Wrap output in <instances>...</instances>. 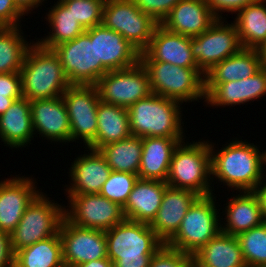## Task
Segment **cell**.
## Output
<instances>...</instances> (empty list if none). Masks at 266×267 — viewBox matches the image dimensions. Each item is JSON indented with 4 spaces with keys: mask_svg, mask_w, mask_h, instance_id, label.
<instances>
[{
    "mask_svg": "<svg viewBox=\"0 0 266 267\" xmlns=\"http://www.w3.org/2000/svg\"><path fill=\"white\" fill-rule=\"evenodd\" d=\"M211 153V175L233 190L254 191L263 180L266 151L261 152L253 143L231 141L217 152L209 143ZM264 165V166H263ZM226 183V184H225ZM240 189V190H239Z\"/></svg>",
    "mask_w": 266,
    "mask_h": 267,
    "instance_id": "obj_1",
    "label": "cell"
},
{
    "mask_svg": "<svg viewBox=\"0 0 266 267\" xmlns=\"http://www.w3.org/2000/svg\"><path fill=\"white\" fill-rule=\"evenodd\" d=\"M107 255L113 267H149L164 245L148 223L125 219L105 232Z\"/></svg>",
    "mask_w": 266,
    "mask_h": 267,
    "instance_id": "obj_2",
    "label": "cell"
},
{
    "mask_svg": "<svg viewBox=\"0 0 266 267\" xmlns=\"http://www.w3.org/2000/svg\"><path fill=\"white\" fill-rule=\"evenodd\" d=\"M20 75L22 95L29 101L61 97L71 85L58 56L37 42L28 49Z\"/></svg>",
    "mask_w": 266,
    "mask_h": 267,
    "instance_id": "obj_3",
    "label": "cell"
},
{
    "mask_svg": "<svg viewBox=\"0 0 266 267\" xmlns=\"http://www.w3.org/2000/svg\"><path fill=\"white\" fill-rule=\"evenodd\" d=\"M182 103L151 93L127 110L131 135L145 137L183 138Z\"/></svg>",
    "mask_w": 266,
    "mask_h": 267,
    "instance_id": "obj_4",
    "label": "cell"
},
{
    "mask_svg": "<svg viewBox=\"0 0 266 267\" xmlns=\"http://www.w3.org/2000/svg\"><path fill=\"white\" fill-rule=\"evenodd\" d=\"M211 153L207 141L180 142L174 149L166 183L169 187L195 192L199 196L213 194L210 186Z\"/></svg>",
    "mask_w": 266,
    "mask_h": 267,
    "instance_id": "obj_5",
    "label": "cell"
},
{
    "mask_svg": "<svg viewBox=\"0 0 266 267\" xmlns=\"http://www.w3.org/2000/svg\"><path fill=\"white\" fill-rule=\"evenodd\" d=\"M140 62L147 70L153 94L180 103L206 99L205 74L199 68H184L160 61Z\"/></svg>",
    "mask_w": 266,
    "mask_h": 267,
    "instance_id": "obj_6",
    "label": "cell"
},
{
    "mask_svg": "<svg viewBox=\"0 0 266 267\" xmlns=\"http://www.w3.org/2000/svg\"><path fill=\"white\" fill-rule=\"evenodd\" d=\"M214 199L213 194L199 196L189 207L177 232L165 244L192 256L215 237L221 231V220Z\"/></svg>",
    "mask_w": 266,
    "mask_h": 267,
    "instance_id": "obj_7",
    "label": "cell"
},
{
    "mask_svg": "<svg viewBox=\"0 0 266 267\" xmlns=\"http://www.w3.org/2000/svg\"><path fill=\"white\" fill-rule=\"evenodd\" d=\"M52 201L41 192L25 209L18 225L10 234L14 253L59 232L65 207Z\"/></svg>",
    "mask_w": 266,
    "mask_h": 267,
    "instance_id": "obj_8",
    "label": "cell"
},
{
    "mask_svg": "<svg viewBox=\"0 0 266 267\" xmlns=\"http://www.w3.org/2000/svg\"><path fill=\"white\" fill-rule=\"evenodd\" d=\"M102 25L121 34L140 52L149 45L159 25L150 15L142 12L134 0H106Z\"/></svg>",
    "mask_w": 266,
    "mask_h": 267,
    "instance_id": "obj_9",
    "label": "cell"
},
{
    "mask_svg": "<svg viewBox=\"0 0 266 267\" xmlns=\"http://www.w3.org/2000/svg\"><path fill=\"white\" fill-rule=\"evenodd\" d=\"M96 87L101 102L126 109L152 93L149 75L141 62L127 69L108 71Z\"/></svg>",
    "mask_w": 266,
    "mask_h": 267,
    "instance_id": "obj_10",
    "label": "cell"
},
{
    "mask_svg": "<svg viewBox=\"0 0 266 267\" xmlns=\"http://www.w3.org/2000/svg\"><path fill=\"white\" fill-rule=\"evenodd\" d=\"M64 217L78 227L108 231L125 220L123 207L100 194H66Z\"/></svg>",
    "mask_w": 266,
    "mask_h": 267,
    "instance_id": "obj_11",
    "label": "cell"
},
{
    "mask_svg": "<svg viewBox=\"0 0 266 267\" xmlns=\"http://www.w3.org/2000/svg\"><path fill=\"white\" fill-rule=\"evenodd\" d=\"M52 50L71 85H96L95 26Z\"/></svg>",
    "mask_w": 266,
    "mask_h": 267,
    "instance_id": "obj_12",
    "label": "cell"
},
{
    "mask_svg": "<svg viewBox=\"0 0 266 267\" xmlns=\"http://www.w3.org/2000/svg\"><path fill=\"white\" fill-rule=\"evenodd\" d=\"M62 99L69 116L71 142L81 138L87 147L96 138L98 130L100 97L96 85H70Z\"/></svg>",
    "mask_w": 266,
    "mask_h": 267,
    "instance_id": "obj_13",
    "label": "cell"
},
{
    "mask_svg": "<svg viewBox=\"0 0 266 267\" xmlns=\"http://www.w3.org/2000/svg\"><path fill=\"white\" fill-rule=\"evenodd\" d=\"M242 49L236 27L217 19L202 34L191 38V51L197 67L205 74L214 65Z\"/></svg>",
    "mask_w": 266,
    "mask_h": 267,
    "instance_id": "obj_14",
    "label": "cell"
},
{
    "mask_svg": "<svg viewBox=\"0 0 266 267\" xmlns=\"http://www.w3.org/2000/svg\"><path fill=\"white\" fill-rule=\"evenodd\" d=\"M59 236L65 267H74L92 260L108 258L105 232L83 228L63 218Z\"/></svg>",
    "mask_w": 266,
    "mask_h": 267,
    "instance_id": "obj_15",
    "label": "cell"
},
{
    "mask_svg": "<svg viewBox=\"0 0 266 267\" xmlns=\"http://www.w3.org/2000/svg\"><path fill=\"white\" fill-rule=\"evenodd\" d=\"M96 84L108 71L133 67L140 62L141 52L121 34L95 26Z\"/></svg>",
    "mask_w": 266,
    "mask_h": 267,
    "instance_id": "obj_16",
    "label": "cell"
},
{
    "mask_svg": "<svg viewBox=\"0 0 266 267\" xmlns=\"http://www.w3.org/2000/svg\"><path fill=\"white\" fill-rule=\"evenodd\" d=\"M33 178L13 177L0 181V230L11 234L25 209L41 193Z\"/></svg>",
    "mask_w": 266,
    "mask_h": 267,
    "instance_id": "obj_17",
    "label": "cell"
},
{
    "mask_svg": "<svg viewBox=\"0 0 266 267\" xmlns=\"http://www.w3.org/2000/svg\"><path fill=\"white\" fill-rule=\"evenodd\" d=\"M140 61L167 62L184 68H198L191 51V37L172 33L160 24L155 28Z\"/></svg>",
    "mask_w": 266,
    "mask_h": 267,
    "instance_id": "obj_18",
    "label": "cell"
},
{
    "mask_svg": "<svg viewBox=\"0 0 266 267\" xmlns=\"http://www.w3.org/2000/svg\"><path fill=\"white\" fill-rule=\"evenodd\" d=\"M32 124L41 137L55 142H70L69 116L61 97L30 101ZM37 130V131H36Z\"/></svg>",
    "mask_w": 266,
    "mask_h": 267,
    "instance_id": "obj_19",
    "label": "cell"
},
{
    "mask_svg": "<svg viewBox=\"0 0 266 267\" xmlns=\"http://www.w3.org/2000/svg\"><path fill=\"white\" fill-rule=\"evenodd\" d=\"M216 20L206 0H180L160 25L172 33L192 38L202 34Z\"/></svg>",
    "mask_w": 266,
    "mask_h": 267,
    "instance_id": "obj_20",
    "label": "cell"
},
{
    "mask_svg": "<svg viewBox=\"0 0 266 267\" xmlns=\"http://www.w3.org/2000/svg\"><path fill=\"white\" fill-rule=\"evenodd\" d=\"M198 197L190 190L169 186L165 189L157 215L149 224L164 243L177 232L189 207Z\"/></svg>",
    "mask_w": 266,
    "mask_h": 267,
    "instance_id": "obj_21",
    "label": "cell"
},
{
    "mask_svg": "<svg viewBox=\"0 0 266 267\" xmlns=\"http://www.w3.org/2000/svg\"><path fill=\"white\" fill-rule=\"evenodd\" d=\"M88 149L90 153L80 155L72 163L69 177L73 183L66 189L68 194H99L112 172L99 150Z\"/></svg>",
    "mask_w": 266,
    "mask_h": 267,
    "instance_id": "obj_22",
    "label": "cell"
},
{
    "mask_svg": "<svg viewBox=\"0 0 266 267\" xmlns=\"http://www.w3.org/2000/svg\"><path fill=\"white\" fill-rule=\"evenodd\" d=\"M167 187L165 181L138 178L123 207L125 219L150 224L157 215Z\"/></svg>",
    "mask_w": 266,
    "mask_h": 267,
    "instance_id": "obj_23",
    "label": "cell"
},
{
    "mask_svg": "<svg viewBox=\"0 0 266 267\" xmlns=\"http://www.w3.org/2000/svg\"><path fill=\"white\" fill-rule=\"evenodd\" d=\"M184 138H142V156L139 179L167 181L174 149Z\"/></svg>",
    "mask_w": 266,
    "mask_h": 267,
    "instance_id": "obj_24",
    "label": "cell"
},
{
    "mask_svg": "<svg viewBox=\"0 0 266 267\" xmlns=\"http://www.w3.org/2000/svg\"><path fill=\"white\" fill-rule=\"evenodd\" d=\"M228 202L224 218L227 223L221 225V232L237 236L264 222L260 201L254 191H241Z\"/></svg>",
    "mask_w": 266,
    "mask_h": 267,
    "instance_id": "obj_25",
    "label": "cell"
},
{
    "mask_svg": "<svg viewBox=\"0 0 266 267\" xmlns=\"http://www.w3.org/2000/svg\"><path fill=\"white\" fill-rule=\"evenodd\" d=\"M33 135L30 101L21 97L0 115V138L9 148H22L30 143Z\"/></svg>",
    "mask_w": 266,
    "mask_h": 267,
    "instance_id": "obj_26",
    "label": "cell"
},
{
    "mask_svg": "<svg viewBox=\"0 0 266 267\" xmlns=\"http://www.w3.org/2000/svg\"><path fill=\"white\" fill-rule=\"evenodd\" d=\"M262 68L258 49L242 48L238 53L227 57L205 73V85L247 79Z\"/></svg>",
    "mask_w": 266,
    "mask_h": 267,
    "instance_id": "obj_27",
    "label": "cell"
},
{
    "mask_svg": "<svg viewBox=\"0 0 266 267\" xmlns=\"http://www.w3.org/2000/svg\"><path fill=\"white\" fill-rule=\"evenodd\" d=\"M98 130L96 138L86 147H101L123 140L131 135L129 114L126 108L99 102L97 108Z\"/></svg>",
    "mask_w": 266,
    "mask_h": 267,
    "instance_id": "obj_28",
    "label": "cell"
},
{
    "mask_svg": "<svg viewBox=\"0 0 266 267\" xmlns=\"http://www.w3.org/2000/svg\"><path fill=\"white\" fill-rule=\"evenodd\" d=\"M192 257L205 267H247L237 237L221 231Z\"/></svg>",
    "mask_w": 266,
    "mask_h": 267,
    "instance_id": "obj_29",
    "label": "cell"
},
{
    "mask_svg": "<svg viewBox=\"0 0 266 267\" xmlns=\"http://www.w3.org/2000/svg\"><path fill=\"white\" fill-rule=\"evenodd\" d=\"M233 22L242 48H260L266 42V0L240 9Z\"/></svg>",
    "mask_w": 266,
    "mask_h": 267,
    "instance_id": "obj_30",
    "label": "cell"
},
{
    "mask_svg": "<svg viewBox=\"0 0 266 267\" xmlns=\"http://www.w3.org/2000/svg\"><path fill=\"white\" fill-rule=\"evenodd\" d=\"M45 19L49 22L52 31L49 32V36L38 40L37 43L46 49L52 50L85 32L84 27L74 18L71 10L62 1H57L52 6Z\"/></svg>",
    "mask_w": 266,
    "mask_h": 267,
    "instance_id": "obj_31",
    "label": "cell"
},
{
    "mask_svg": "<svg viewBox=\"0 0 266 267\" xmlns=\"http://www.w3.org/2000/svg\"><path fill=\"white\" fill-rule=\"evenodd\" d=\"M14 267H65L59 232L15 252Z\"/></svg>",
    "mask_w": 266,
    "mask_h": 267,
    "instance_id": "obj_32",
    "label": "cell"
},
{
    "mask_svg": "<svg viewBox=\"0 0 266 267\" xmlns=\"http://www.w3.org/2000/svg\"><path fill=\"white\" fill-rule=\"evenodd\" d=\"M112 171L138 175L142 156V138L134 135L99 149Z\"/></svg>",
    "mask_w": 266,
    "mask_h": 267,
    "instance_id": "obj_33",
    "label": "cell"
},
{
    "mask_svg": "<svg viewBox=\"0 0 266 267\" xmlns=\"http://www.w3.org/2000/svg\"><path fill=\"white\" fill-rule=\"evenodd\" d=\"M21 31L19 26L0 27V74L20 72L26 53L33 44H28Z\"/></svg>",
    "mask_w": 266,
    "mask_h": 267,
    "instance_id": "obj_34",
    "label": "cell"
},
{
    "mask_svg": "<svg viewBox=\"0 0 266 267\" xmlns=\"http://www.w3.org/2000/svg\"><path fill=\"white\" fill-rule=\"evenodd\" d=\"M236 237L247 267H266V222Z\"/></svg>",
    "mask_w": 266,
    "mask_h": 267,
    "instance_id": "obj_35",
    "label": "cell"
},
{
    "mask_svg": "<svg viewBox=\"0 0 266 267\" xmlns=\"http://www.w3.org/2000/svg\"><path fill=\"white\" fill-rule=\"evenodd\" d=\"M137 180L136 174L112 171L99 194L124 207Z\"/></svg>",
    "mask_w": 266,
    "mask_h": 267,
    "instance_id": "obj_36",
    "label": "cell"
},
{
    "mask_svg": "<svg viewBox=\"0 0 266 267\" xmlns=\"http://www.w3.org/2000/svg\"><path fill=\"white\" fill-rule=\"evenodd\" d=\"M206 102L212 106H235L243 104V89L241 80L205 85Z\"/></svg>",
    "mask_w": 266,
    "mask_h": 267,
    "instance_id": "obj_37",
    "label": "cell"
},
{
    "mask_svg": "<svg viewBox=\"0 0 266 267\" xmlns=\"http://www.w3.org/2000/svg\"><path fill=\"white\" fill-rule=\"evenodd\" d=\"M72 12L75 19L89 29L102 24L103 8L106 0H59Z\"/></svg>",
    "mask_w": 266,
    "mask_h": 267,
    "instance_id": "obj_38",
    "label": "cell"
},
{
    "mask_svg": "<svg viewBox=\"0 0 266 267\" xmlns=\"http://www.w3.org/2000/svg\"><path fill=\"white\" fill-rule=\"evenodd\" d=\"M190 254L164 245L152 256L149 267H185Z\"/></svg>",
    "mask_w": 266,
    "mask_h": 267,
    "instance_id": "obj_39",
    "label": "cell"
},
{
    "mask_svg": "<svg viewBox=\"0 0 266 267\" xmlns=\"http://www.w3.org/2000/svg\"><path fill=\"white\" fill-rule=\"evenodd\" d=\"M243 104L266 95V68L262 67L253 76L242 79Z\"/></svg>",
    "mask_w": 266,
    "mask_h": 267,
    "instance_id": "obj_40",
    "label": "cell"
},
{
    "mask_svg": "<svg viewBox=\"0 0 266 267\" xmlns=\"http://www.w3.org/2000/svg\"><path fill=\"white\" fill-rule=\"evenodd\" d=\"M180 0H134L136 6L144 13L150 15L159 24L168 16L171 9Z\"/></svg>",
    "mask_w": 266,
    "mask_h": 267,
    "instance_id": "obj_41",
    "label": "cell"
},
{
    "mask_svg": "<svg viewBox=\"0 0 266 267\" xmlns=\"http://www.w3.org/2000/svg\"><path fill=\"white\" fill-rule=\"evenodd\" d=\"M25 13L17 6L14 0H0V27L20 26L19 20Z\"/></svg>",
    "mask_w": 266,
    "mask_h": 267,
    "instance_id": "obj_42",
    "label": "cell"
},
{
    "mask_svg": "<svg viewBox=\"0 0 266 267\" xmlns=\"http://www.w3.org/2000/svg\"><path fill=\"white\" fill-rule=\"evenodd\" d=\"M257 0H206L209 9L217 19H222L219 12H238L247 5L255 3Z\"/></svg>",
    "mask_w": 266,
    "mask_h": 267,
    "instance_id": "obj_43",
    "label": "cell"
},
{
    "mask_svg": "<svg viewBox=\"0 0 266 267\" xmlns=\"http://www.w3.org/2000/svg\"><path fill=\"white\" fill-rule=\"evenodd\" d=\"M0 95L23 97L20 72L0 74Z\"/></svg>",
    "mask_w": 266,
    "mask_h": 267,
    "instance_id": "obj_44",
    "label": "cell"
},
{
    "mask_svg": "<svg viewBox=\"0 0 266 267\" xmlns=\"http://www.w3.org/2000/svg\"><path fill=\"white\" fill-rule=\"evenodd\" d=\"M10 234L0 230V267H14Z\"/></svg>",
    "mask_w": 266,
    "mask_h": 267,
    "instance_id": "obj_45",
    "label": "cell"
},
{
    "mask_svg": "<svg viewBox=\"0 0 266 267\" xmlns=\"http://www.w3.org/2000/svg\"><path fill=\"white\" fill-rule=\"evenodd\" d=\"M266 179L265 177L260 182V184L257 186V188L254 190L255 194L258 196V199L260 201L262 216L264 219V222H266ZM264 182V183H263Z\"/></svg>",
    "mask_w": 266,
    "mask_h": 267,
    "instance_id": "obj_46",
    "label": "cell"
},
{
    "mask_svg": "<svg viewBox=\"0 0 266 267\" xmlns=\"http://www.w3.org/2000/svg\"><path fill=\"white\" fill-rule=\"evenodd\" d=\"M43 1L44 0H14L17 6L27 15L29 12L31 13L32 8H37L42 4Z\"/></svg>",
    "mask_w": 266,
    "mask_h": 267,
    "instance_id": "obj_47",
    "label": "cell"
},
{
    "mask_svg": "<svg viewBox=\"0 0 266 267\" xmlns=\"http://www.w3.org/2000/svg\"><path fill=\"white\" fill-rule=\"evenodd\" d=\"M74 267H113V263L109 258H103L82 263Z\"/></svg>",
    "mask_w": 266,
    "mask_h": 267,
    "instance_id": "obj_48",
    "label": "cell"
},
{
    "mask_svg": "<svg viewBox=\"0 0 266 267\" xmlns=\"http://www.w3.org/2000/svg\"><path fill=\"white\" fill-rule=\"evenodd\" d=\"M21 97H6L5 95H0V115L9 109L11 104Z\"/></svg>",
    "mask_w": 266,
    "mask_h": 267,
    "instance_id": "obj_49",
    "label": "cell"
},
{
    "mask_svg": "<svg viewBox=\"0 0 266 267\" xmlns=\"http://www.w3.org/2000/svg\"><path fill=\"white\" fill-rule=\"evenodd\" d=\"M258 50L260 52L262 67L266 68V42Z\"/></svg>",
    "mask_w": 266,
    "mask_h": 267,
    "instance_id": "obj_50",
    "label": "cell"
},
{
    "mask_svg": "<svg viewBox=\"0 0 266 267\" xmlns=\"http://www.w3.org/2000/svg\"><path fill=\"white\" fill-rule=\"evenodd\" d=\"M185 267H205L202 266L196 259H194L193 257H191L187 262Z\"/></svg>",
    "mask_w": 266,
    "mask_h": 267,
    "instance_id": "obj_51",
    "label": "cell"
}]
</instances>
